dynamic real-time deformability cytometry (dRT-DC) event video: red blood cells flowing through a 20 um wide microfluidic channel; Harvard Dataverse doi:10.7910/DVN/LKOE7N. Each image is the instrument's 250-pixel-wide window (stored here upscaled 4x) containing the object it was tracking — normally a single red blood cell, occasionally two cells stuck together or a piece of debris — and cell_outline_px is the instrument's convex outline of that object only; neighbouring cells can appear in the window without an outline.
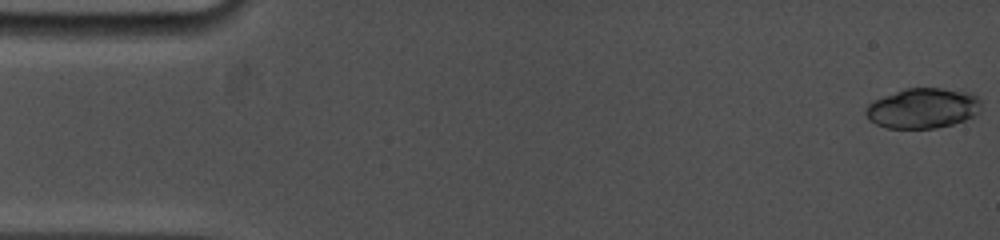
{"species": "common noctule bat (a hibernating species)", "species_latin": "Nyctalus noctula", "temperature_condition": "cold", "stored_images_in_passage": 18, "camera_frame_rate_fps": 5000, "um_per_image_px": 0.085, "animal": {"sex": "female", "body_mass_g": 19.0, "forearm_length_mm": 53.3}, "frame": {"image": 1, "passage_image": 1, "time_ms": 0.0, "image_size_px": [1000, 240], "cell_outline_px": [[980, 112], [964, 120], [952, 124], [936, 128], [888, 128], [876, 124], [868, 120], [864, 112], [868, 104], [872, 100], [904, 88], [940, 88], [972, 92], [980, 100]], "centroid_in_image_um": [78.41, 9.19], "position_along_channel_um": 6.6, "area_um2": 27.22}}
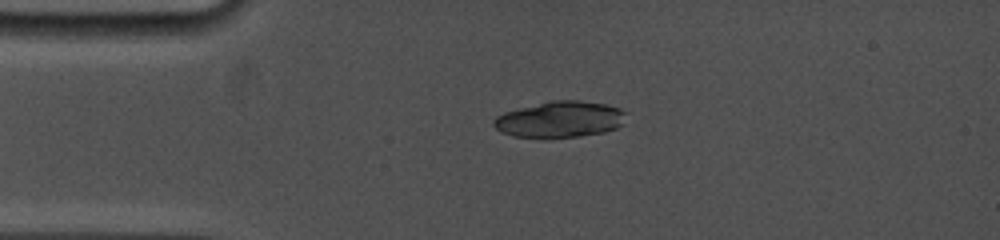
{"frame": {"image": 2, "passage_image": 14, "time_ms": 3.6, "image_size_px": [1000, 240], "cell_outline_px": [[624, 124], [616, 128], [604, 132], [580, 136], [512, 136], [500, 132], [492, 124], [492, 120], [496, 116], [504, 112], [552, 100], [580, 100], [604, 104], [620, 108], [624, 112]], "centroid_in_image_um": [47.59, 10.13], "position_along_channel_um": 37.4, "area_um2": 27.51}}